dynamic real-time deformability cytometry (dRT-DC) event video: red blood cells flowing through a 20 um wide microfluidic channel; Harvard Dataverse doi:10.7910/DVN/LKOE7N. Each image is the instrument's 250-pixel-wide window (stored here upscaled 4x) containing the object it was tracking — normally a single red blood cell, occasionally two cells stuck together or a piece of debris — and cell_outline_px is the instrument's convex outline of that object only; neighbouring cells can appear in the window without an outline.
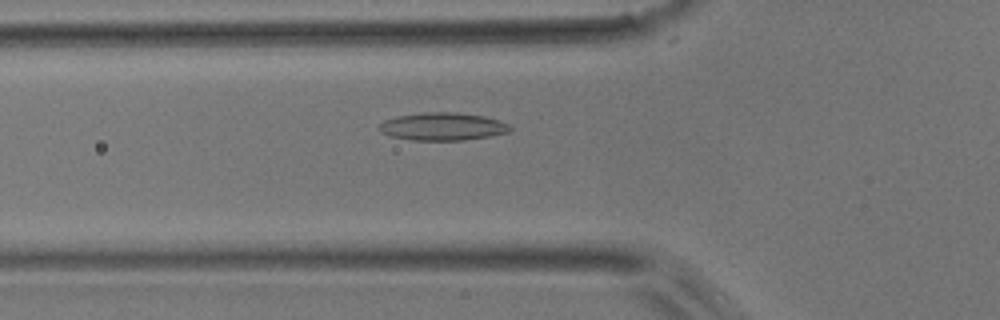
{"species": "common noctule bat (a hibernating species)", "species_latin": "Nyctalus noctula", "temperature_condition": "room temperature", "stored_images_in_passage": 37, "camera_frame_rate_fps": 3000, "um_per_image_px": 0.085, "animal": {"sex": "male", "body_mass_g": 17.9}, "frame": {"image": 1, "passage_image": 4, "time_ms": 1.0, "image_size_px": [1000, 320], "cell_outline_px": [[512, 128], [508, 132], [492, 136], [464, 140], [412, 140], [388, 136], [380, 132], [376, 128], [384, 120], [396, 116], [424, 112], [456, 112], [484, 116], [500, 120], [508, 124]], "centroid_in_image_um": [37.59, 10.75], "position_along_channel_um": 88.2, "area_um2": 21.44}}
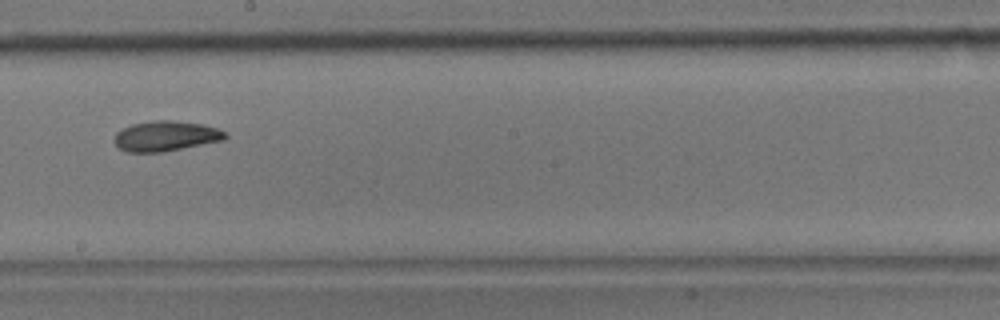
{"frame": {"image": 2, "passage_image": 15, "time_ms": 4.667, "image_size_px": [1000, 320], "cell_outline_px": [[228, 136], [224, 140], [164, 152], [128, 152], [120, 148], [112, 140], [116, 132], [120, 128], [132, 124], [152, 120], [172, 120], [200, 124], [216, 128], [224, 132]], "centroid_in_image_um": [14.04, 11.56], "position_along_channel_um": 234.2, "area_um2": 19.59}}
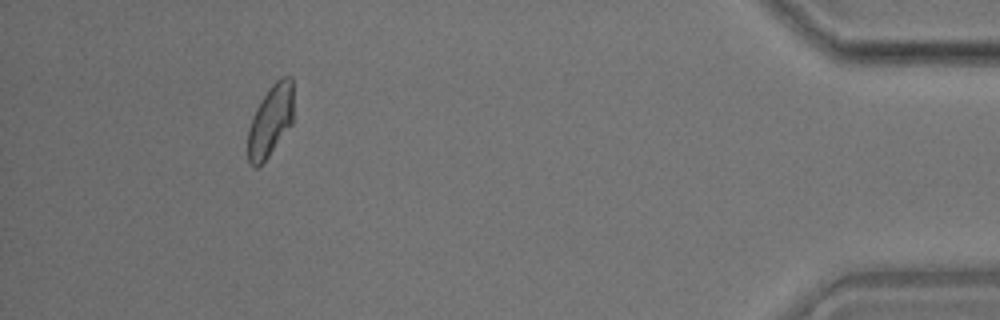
{"frame": {"image": 3, "passage_image": 33, "time_ms": 10.667, "image_size_px": [1000, 320], "cell_outline_px": [[292, 124], [268, 156], [256, 168], [248, 160], [248, 128], [252, 116], [256, 108], [268, 88], [280, 76], [292, 76]], "centroid_in_image_um": [22.98, 10.22], "position_along_channel_um": 412.2, "area_um2": 18.84}}